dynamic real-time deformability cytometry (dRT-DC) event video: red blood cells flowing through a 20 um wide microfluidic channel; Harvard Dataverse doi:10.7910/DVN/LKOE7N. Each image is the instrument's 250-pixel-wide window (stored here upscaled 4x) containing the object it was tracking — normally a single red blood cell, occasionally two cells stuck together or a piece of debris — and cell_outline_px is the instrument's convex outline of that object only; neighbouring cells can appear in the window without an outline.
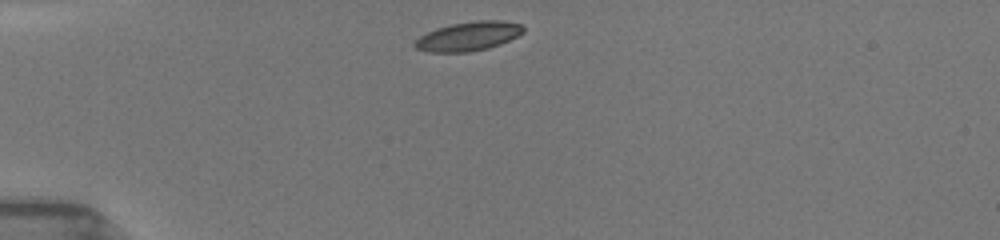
{"species": "common noctule bat (a hibernating species)", "species_latin": "Nyctalus noctula", "temperature_condition": "room temperature", "stored_images_in_passage": 25, "camera_frame_rate_fps": 3000, "um_per_image_px": 0.085, "animal": {"sex": "female", "body_mass_g": 19.5, "forearm_length_mm": 54.1}, "frame": {"image": 1, "passage_image": 1, "time_ms": 0.0, "image_size_px": [1000, 240], "cell_outline_px": [[524, 32], [500, 44], [488, 48], [468, 52], [428, 52], [416, 48], [412, 44], [420, 36], [436, 28], [452, 24], [476, 20], [500, 20], [520, 24], [524, 28]], "centroid_in_image_um": [39.8, 3.08], "position_along_channel_um": 45.2, "area_um2": 18.26}}
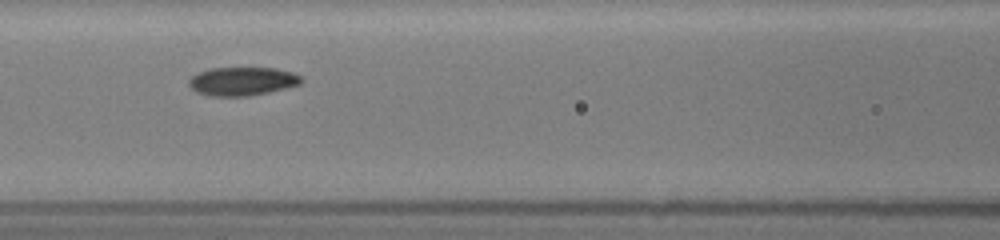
{"frame": {"image": 2, "passage_image": 13, "time_ms": 3.333, "image_size_px": [1000, 240], "cell_outline_px": [[304, 80], [300, 84], [268, 92], [248, 96], [212, 96], [196, 92], [188, 84], [188, 80], [192, 76], [200, 72], [212, 68], [276, 68], [292, 72], [300, 76]], "centroid_in_image_um": [20.59, 6.91], "position_along_channel_um": 146.0, "area_um2": 18.55}}
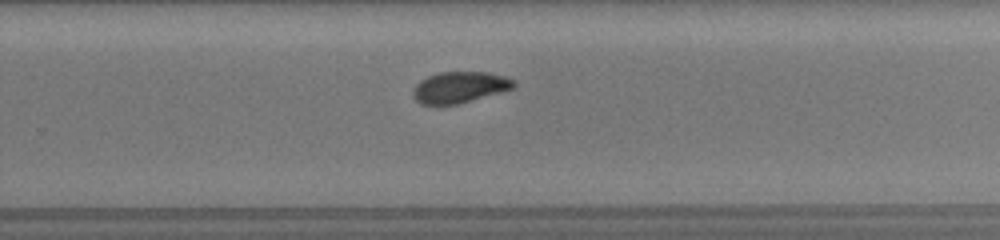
{"frame": {"image": 3, "passage_image": 25, "time_ms": 7.0, "image_size_px": [1000, 240], "cell_outline_px": [[516, 84], [512, 88], [456, 104], [420, 104], [412, 96], [412, 92], [416, 84], [420, 80], [428, 76], [440, 72], [488, 72], [504, 76], [516, 80]], "centroid_in_image_um": [39.04, 7.4], "position_along_channel_um": 290.8, "area_um2": 18.03}}